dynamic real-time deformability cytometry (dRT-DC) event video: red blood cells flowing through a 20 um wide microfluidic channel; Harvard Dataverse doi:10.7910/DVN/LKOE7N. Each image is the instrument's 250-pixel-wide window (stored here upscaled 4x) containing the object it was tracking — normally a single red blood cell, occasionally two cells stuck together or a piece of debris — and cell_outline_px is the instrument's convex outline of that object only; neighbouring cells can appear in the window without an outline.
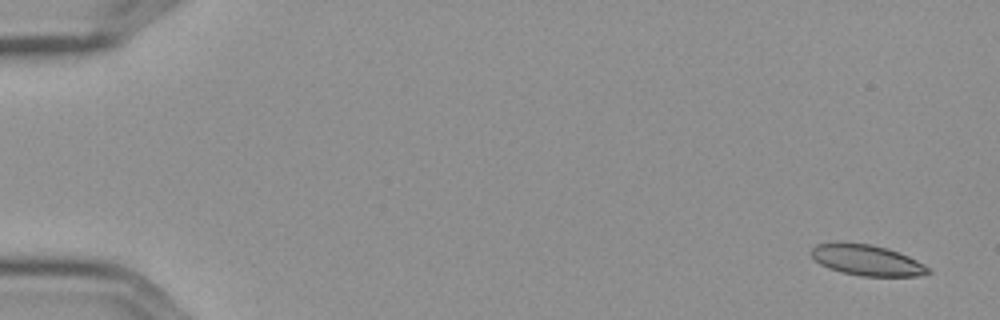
{"species": "Egyptian fruit bat (a non-hibernating species)", "species_latin": "Rousettus aegyptiacus", "temperature_condition": "cold", "stored_images_in_passage": 15, "camera_frame_rate_fps": 3000, "um_per_image_px": 0.085, "frame": {"image": 1, "passage_image": 1, "time_ms": 0.0, "image_size_px": [1000, 320], "cell_outline_px": [[932, 272], [920, 276], [860, 276], [840, 272], [828, 268], [820, 264], [808, 252], [816, 244], [836, 240], [872, 244], [888, 248], [908, 256], [924, 264]], "centroid_in_image_um": [73.62, 22.08], "position_along_channel_um": 11.4, "area_um2": 21.5}}
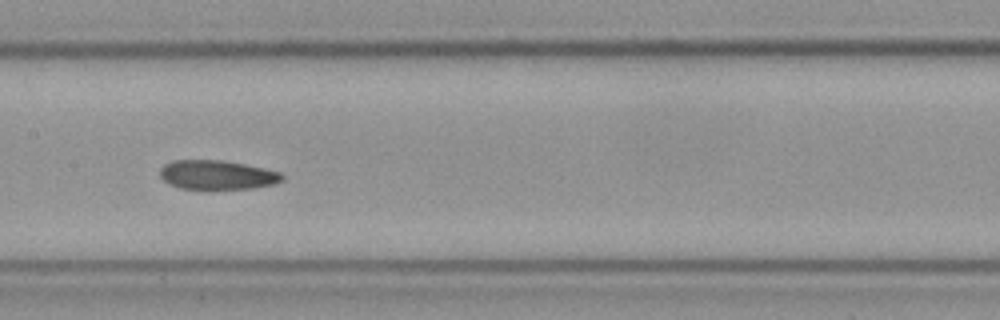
{"frame": {"image": 2, "passage_image": 8, "time_ms": 2.333, "image_size_px": [1000, 320], "cell_outline_px": [[284, 180], [276, 184], [252, 188], [180, 188], [168, 184], [160, 176], [160, 168], [164, 164], [172, 160], [220, 160], [244, 164], [264, 168], [280, 172], [284, 176]], "centroid_in_image_um": [18.46, 14.85], "position_along_channel_um": 188.9, "area_um2": 20.69}}
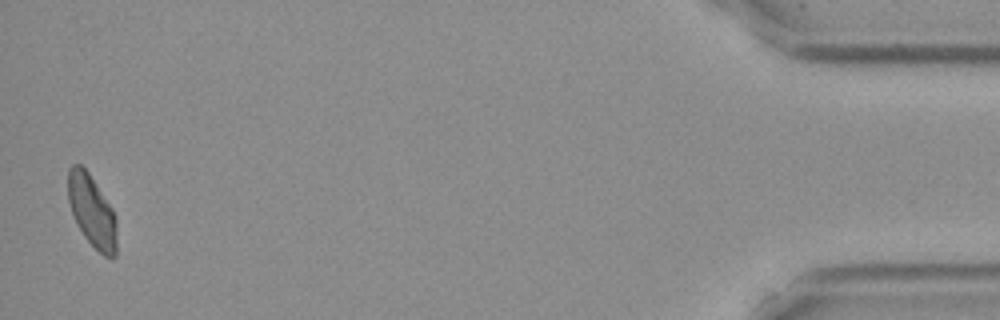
{"frame": {"image": 3, "passage_image": 15, "time_ms": 4.667, "image_size_px": [1000, 320], "cell_outline_px": [[116, 256], [112, 260], [104, 256], [84, 236], [76, 224], [68, 200], [68, 168], [72, 164], [80, 164], [88, 172], [112, 208], [116, 220]], "centroid_in_image_um": [7.81, 17.95], "position_along_channel_um": 427.4, "area_um2": 20.35}}